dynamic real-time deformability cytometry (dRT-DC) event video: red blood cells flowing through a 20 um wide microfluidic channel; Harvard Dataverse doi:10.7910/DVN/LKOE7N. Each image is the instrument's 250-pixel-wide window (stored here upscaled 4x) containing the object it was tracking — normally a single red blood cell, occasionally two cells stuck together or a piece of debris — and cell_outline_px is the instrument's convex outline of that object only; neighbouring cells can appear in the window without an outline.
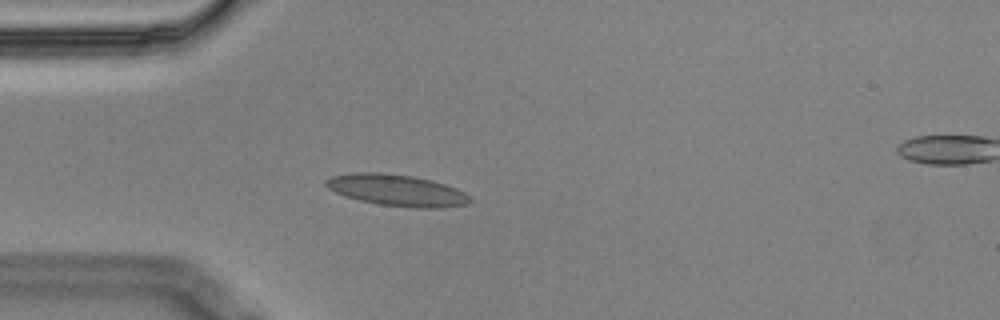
{"species": "Egyptian fruit bat (a non-hibernating species)", "species_latin": "Rousettus aegyptiacus", "temperature_condition": "cold", "stored_images_in_passage": 6, "camera_frame_rate_fps": 3000, "um_per_image_px": 0.085, "animal": {"sex": "male"}, "frame": {"image": 1, "passage_image": 5, "time_ms": 1.333, "image_size_px": [1000, 320], "cell_outline_px": [[476, 200], [468, 204], [440, 208], [416, 208], [380, 204], [360, 200], [336, 192], [328, 188], [324, 184], [324, 180], [332, 176], [356, 172], [380, 172], [412, 176], [432, 180], [456, 188], [472, 196]], "centroid_in_image_um": [33.8, 16.17], "position_along_channel_um": 51.2, "area_um2": 26.47}}